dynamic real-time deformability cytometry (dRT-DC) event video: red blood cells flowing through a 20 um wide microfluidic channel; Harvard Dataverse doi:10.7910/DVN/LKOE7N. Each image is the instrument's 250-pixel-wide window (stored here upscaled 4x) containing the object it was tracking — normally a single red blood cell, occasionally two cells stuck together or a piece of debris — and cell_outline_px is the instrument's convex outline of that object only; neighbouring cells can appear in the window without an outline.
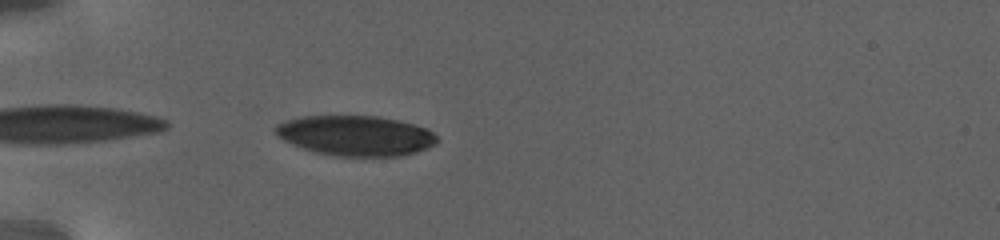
{"species": "human", "species_latin": "Homo sapiens", "temperature_condition": "warm", "stored_images_in_passage": 42, "camera_frame_rate_fps": 3000, "um_per_image_px": 0.085, "donor": {"sex": "female"}, "frame": {"image": 1, "passage_image": 1, "time_ms": 0.0, "image_size_px": [1000, 240], "cell_outline_px": [[440, 140], [436, 144], [428, 148], [404, 156], [332, 156], [316, 152], [292, 144], [276, 136], [272, 128], [276, 124], [300, 116], [380, 116], [412, 124], [424, 128], [432, 132]], "centroid_in_image_um": [30.21, 11.53], "position_along_channel_um": 54.8, "area_um2": 37.97}}
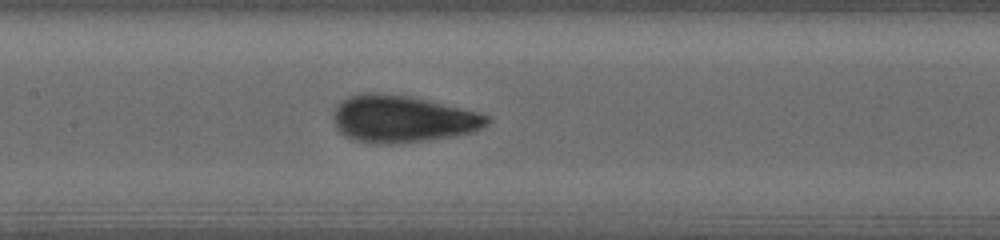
{"frame": {"image": 2, "passage_image": 14, "time_ms": 5.0, "image_size_px": [1000, 240], "cell_outline_px": [[492, 120], [488, 124], [472, 132], [452, 136], [424, 140], [392, 144], [376, 144], [356, 140], [344, 136], [340, 132], [332, 116], [336, 104], [340, 100], [348, 96], [364, 92], [372, 92], [408, 96], [476, 112], [488, 116]], "centroid_in_image_um": [34.14, 10.11], "position_along_channel_um": 173.3, "area_um2": 41.79}}
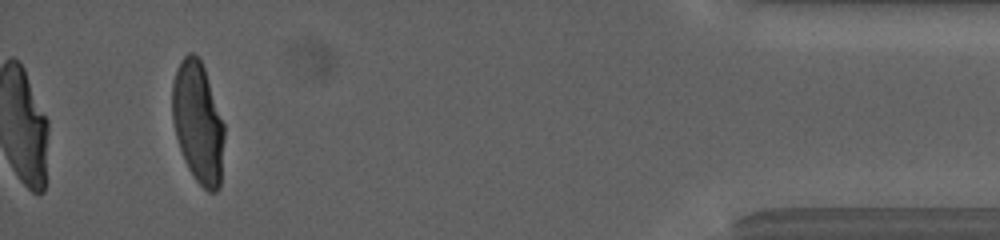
{"frame": {"image": 3, "passage_image": 37, "time_ms": 16.0, "image_size_px": [1000, 240], "cell_outline_px": [[224, 140], [220, 188], [216, 192], [208, 192], [196, 180], [188, 168], [184, 160], [176, 136], [172, 120], [172, 84], [176, 68], [180, 60], [188, 52], [192, 52], [200, 60], [204, 68], [224, 124]], "centroid_in_image_um": [16.82, 10.42], "position_along_channel_um": 418.4, "area_um2": 36.76}, "authors_computed_cell_mechanics": {"area_um2": 38.3792, "velocity_mm_per_s": 2.7592, "shape_relaxation_time_tau1_ms": 5.5096, "shape_relaxation_time_tau2_ms": null, "deformation_change_tau1": 0.1986, "deformation_change_tau2": null}}